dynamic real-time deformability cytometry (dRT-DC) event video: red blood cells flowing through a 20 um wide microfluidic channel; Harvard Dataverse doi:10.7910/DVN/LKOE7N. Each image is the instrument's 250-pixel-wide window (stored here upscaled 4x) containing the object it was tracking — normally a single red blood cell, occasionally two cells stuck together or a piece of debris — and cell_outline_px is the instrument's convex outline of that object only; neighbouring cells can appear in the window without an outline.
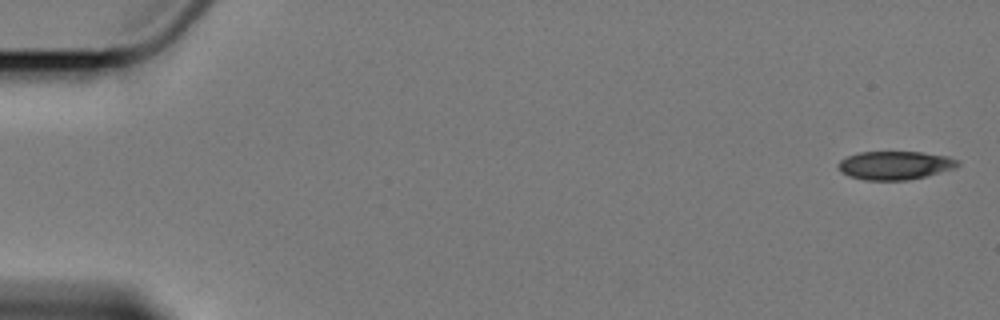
{"species": "Egyptian fruit bat (a non-hibernating species)", "species_latin": "Rousettus aegyptiacus", "temperature_condition": "cold", "stored_images_in_passage": 7, "camera_frame_rate_fps": 3000, "um_per_image_px": 0.085, "animal": {"sex": "female"}, "frame": {"image": 1, "passage_image": 1, "time_ms": 0.0, "image_size_px": [1000, 320], "cell_outline_px": [[960, 164], [956, 168], [908, 180], [864, 180], [848, 176], [840, 172], [836, 164], [840, 160], [848, 156], [860, 152], [920, 152], [948, 156], [956, 160]], "centroid_in_image_um": [76.03, 14.05], "position_along_channel_um": 9.0, "area_um2": 19.83}}
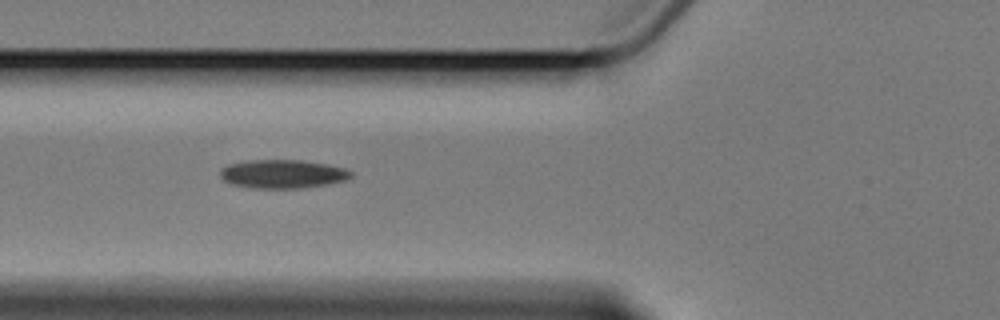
{"frame": {"image": 2, "passage_image": 6, "time_ms": 7.0, "image_size_px": [1000, 320], "cell_outline_px": [[352, 176], [344, 180], [328, 184], [304, 188], [252, 188], [232, 184], [224, 180], [220, 176], [220, 168], [228, 164], [248, 160], [300, 160], [324, 164], [344, 168], [352, 172]], "centroid_in_image_um": [23.99, 14.79], "position_along_channel_um": 101.8, "area_um2": 21.73}}
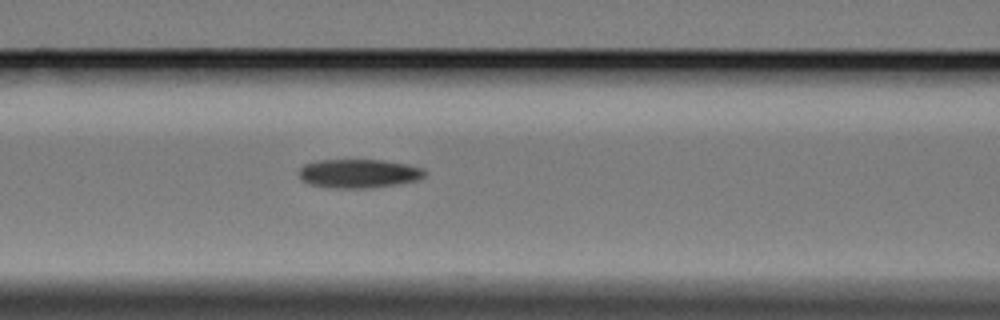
{"frame": {"image": 3, "passage_image": 7, "time_ms": 8.0, "image_size_px": [1000, 320], "cell_outline_px": [[424, 176], [416, 180], [392, 184], [364, 188], [336, 188], [312, 184], [300, 180], [300, 168], [304, 164], [316, 160], [384, 160], [424, 168]], "centroid_in_image_um": [30.44, 14.73], "position_along_channel_um": 136.2, "area_um2": 20.69}}